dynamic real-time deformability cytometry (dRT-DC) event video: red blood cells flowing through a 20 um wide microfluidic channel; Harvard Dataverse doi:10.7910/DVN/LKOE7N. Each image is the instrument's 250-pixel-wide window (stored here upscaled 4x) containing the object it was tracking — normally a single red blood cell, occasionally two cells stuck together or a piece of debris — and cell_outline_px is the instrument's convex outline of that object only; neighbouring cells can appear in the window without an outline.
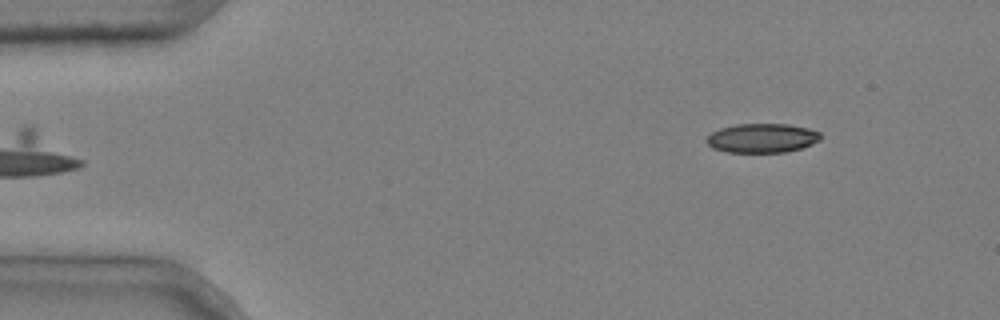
{"species": "common noctule bat (a hibernating species)", "species_latin": "Nyctalus noctula", "temperature_condition": "cold", "stored_images_in_passage": 7, "segment_of_instrument_passage": [2, 2], "camera_frame_rate_fps": 3000, "um_per_image_px": 0.085, "animal": {"sex": "male", "body_mass_g": 20.4}, "frame": {"image": 1, "passage_image": 7, "time_ms": 2.0, "image_size_px": [1000, 320], "cell_outline_px": [[820, 140], [812, 144], [800, 148], [784, 152], [728, 152], [712, 148], [704, 140], [712, 132], [720, 128], [736, 124], [788, 124], [808, 128], [820, 132]], "centroid_in_image_um": [64.76, 11.73], "position_along_channel_um": 20.2, "area_um2": 19.36}}